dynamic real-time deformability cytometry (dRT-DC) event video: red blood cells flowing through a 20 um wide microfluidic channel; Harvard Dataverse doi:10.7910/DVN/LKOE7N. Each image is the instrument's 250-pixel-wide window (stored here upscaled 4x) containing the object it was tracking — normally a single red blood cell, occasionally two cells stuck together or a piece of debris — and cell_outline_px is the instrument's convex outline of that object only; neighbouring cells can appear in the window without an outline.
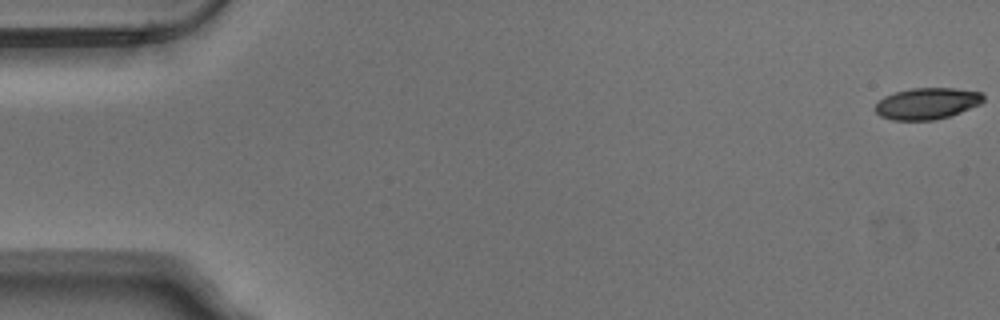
{"species": "Egyptian fruit bat (a non-hibernating species)", "species_latin": "Rousettus aegyptiacus", "temperature_condition": "warm", "stored_images_in_passage": 54, "camera_frame_rate_fps": 3000, "um_per_image_px": 0.085, "animal": {"sex": "male"}, "frame": {"image": 1, "passage_image": 1, "time_ms": 0.0, "image_size_px": [1000, 320], "cell_outline_px": [[984, 100], [980, 104], [960, 112], [948, 116], [932, 120], [892, 120], [880, 116], [872, 108], [884, 96], [896, 92], [912, 88], [956, 88], [980, 92], [984, 96]], "centroid_in_image_um": [78.77, 8.79], "position_along_channel_um": 6.2, "area_um2": 19.77}}
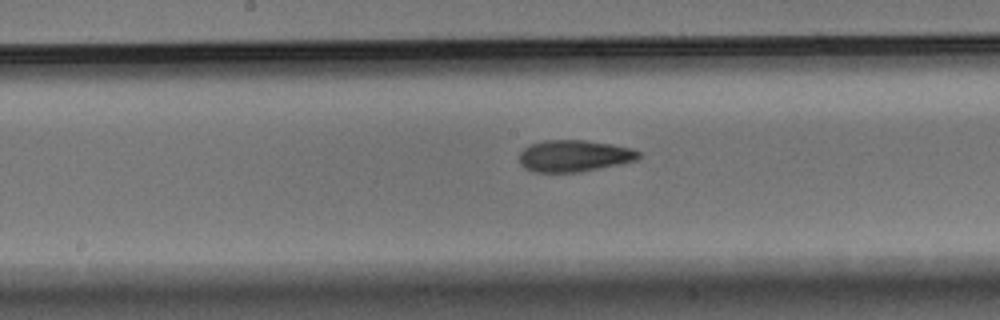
{"frame": {"image": 2, "passage_image": 28, "time_ms": 9.0, "image_size_px": [1000, 320], "cell_outline_px": [[640, 156], [636, 160], [620, 164], [580, 172], [532, 172], [524, 168], [520, 164], [520, 152], [524, 148], [532, 144], [544, 140], [584, 140], [612, 144], [632, 148], [640, 152]], "centroid_in_image_um": [48.8, 13.25], "position_along_channel_um": 199.4, "area_um2": 22.08}}
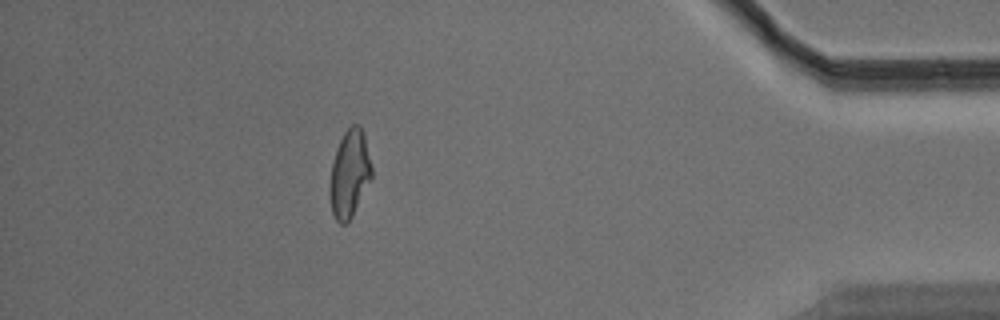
{"frame": {"image": 3, "passage_image": 48, "time_ms": 15.667, "image_size_px": [1000, 320], "cell_outline_px": [[372, 176], [352, 216], [344, 224], [340, 224], [336, 220], [332, 212], [328, 192], [332, 164], [336, 148], [344, 132], [352, 124], [360, 124], [364, 132], [372, 168]], "centroid_in_image_um": [29.7, 14.74], "position_along_channel_um": 405.5, "area_um2": 21.33}, "authors_computed_cell_mechanics": {"area_um2": 21.4727, "velocity_mm_per_s": 3.8065, "shape_relaxation_time_tau1_ms": 5.8061, "shape_relaxation_time_tau2_ms": 2.6183, "deformation_change_tau1": 0.2261, "deformation_change_tau2": 0.1079}}